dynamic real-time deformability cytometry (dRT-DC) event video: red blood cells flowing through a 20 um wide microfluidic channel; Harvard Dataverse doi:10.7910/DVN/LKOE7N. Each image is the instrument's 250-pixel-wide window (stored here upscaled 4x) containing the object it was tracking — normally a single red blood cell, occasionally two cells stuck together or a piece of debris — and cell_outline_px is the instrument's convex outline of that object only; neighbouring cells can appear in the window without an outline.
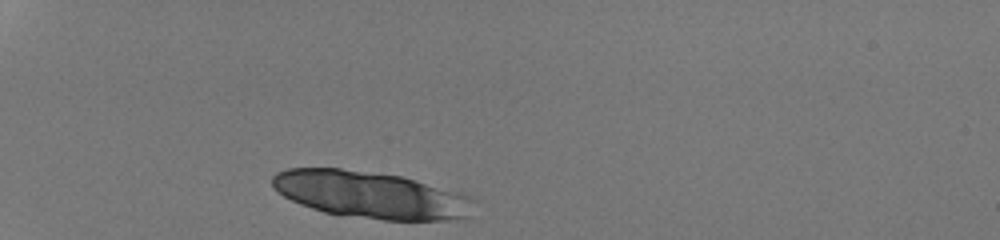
{"species": "human", "species_latin": "Homo sapiens", "temperature_condition": "room temperature", "stored_images_in_passage": 29, "camera_frame_rate_fps": 3000, "um_per_image_px": 0.085, "donor": {"sex": "male"}, "frame": {"image": 1, "passage_image": 1, "time_ms": 0.0, "image_size_px": [1000, 240], "cell_outline_px": [[476, 200], [464, 216], [448, 220], [384, 220], [324, 212], [300, 204], [284, 196], [272, 184], [272, 176], [276, 172], [288, 168], [340, 168], [400, 176], [416, 180], [456, 192], [468, 196]], "centroid_in_image_um": [31.45, 16.55], "position_along_channel_um": 53.5, "area_um2": 54.22}}
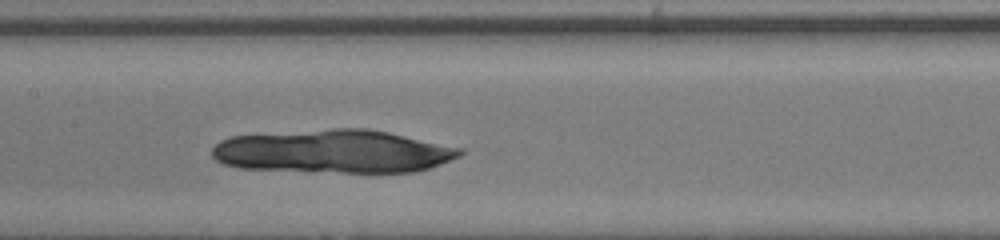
{"frame": {"image": 2, "passage_image": 13, "time_ms": 4.0, "image_size_px": [1000, 240], "cell_outline_px": [[464, 152], [460, 156], [428, 168], [412, 172], [340, 172], [240, 168], [224, 164], [216, 160], [212, 156], [212, 148], [220, 140], [232, 136], [332, 128], [368, 128], [388, 132], [464, 148]], "centroid_in_image_um": [28.35, 12.86], "position_along_channel_um": 179.0, "area_um2": 62.37}}
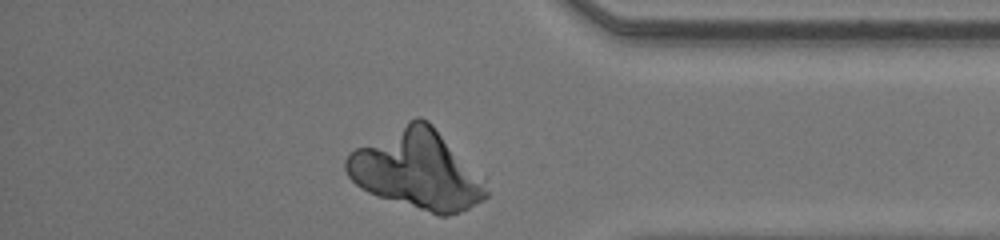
{"frame": {"image": 3, "passage_image": 29, "time_ms": 9.333, "image_size_px": [1000, 240], "cell_outline_px": [[488, 196], [484, 200], [460, 212], [448, 216], [440, 216], [368, 192], [360, 188], [348, 176], [344, 168], [344, 160], [356, 148], [408, 120], [416, 116], [420, 116], [428, 120], [432, 124], [488, 192]], "centroid_in_image_um": [35.32, 14.44], "position_along_channel_um": 399.9, "area_um2": 62.19}}